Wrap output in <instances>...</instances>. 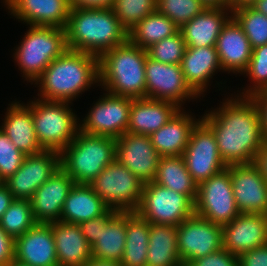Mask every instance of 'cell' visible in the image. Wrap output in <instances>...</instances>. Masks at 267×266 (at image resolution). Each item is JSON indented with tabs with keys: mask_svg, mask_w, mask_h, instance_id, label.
<instances>
[{
	"mask_svg": "<svg viewBox=\"0 0 267 266\" xmlns=\"http://www.w3.org/2000/svg\"><path fill=\"white\" fill-rule=\"evenodd\" d=\"M145 49L129 40L99 57V83L110 94L138 99L146 97Z\"/></svg>",
	"mask_w": 267,
	"mask_h": 266,
	"instance_id": "277c9868",
	"label": "cell"
},
{
	"mask_svg": "<svg viewBox=\"0 0 267 266\" xmlns=\"http://www.w3.org/2000/svg\"><path fill=\"white\" fill-rule=\"evenodd\" d=\"M222 238L223 248L235 255L266 245L267 215L240 213L222 226Z\"/></svg>",
	"mask_w": 267,
	"mask_h": 266,
	"instance_id": "ac0fdd59",
	"label": "cell"
},
{
	"mask_svg": "<svg viewBox=\"0 0 267 266\" xmlns=\"http://www.w3.org/2000/svg\"><path fill=\"white\" fill-rule=\"evenodd\" d=\"M114 209H109L105 214L87 221L79 223L82 234L86 238L88 245L91 247L98 239L101 233V224L108 222L118 213Z\"/></svg>",
	"mask_w": 267,
	"mask_h": 266,
	"instance_id": "b9f144b4",
	"label": "cell"
},
{
	"mask_svg": "<svg viewBox=\"0 0 267 266\" xmlns=\"http://www.w3.org/2000/svg\"><path fill=\"white\" fill-rule=\"evenodd\" d=\"M206 8L229 7L230 0H200Z\"/></svg>",
	"mask_w": 267,
	"mask_h": 266,
	"instance_id": "816d5d0a",
	"label": "cell"
},
{
	"mask_svg": "<svg viewBox=\"0 0 267 266\" xmlns=\"http://www.w3.org/2000/svg\"><path fill=\"white\" fill-rule=\"evenodd\" d=\"M69 105L67 101L39 98L31 101L36 138L44 150L61 152L76 137L80 121Z\"/></svg>",
	"mask_w": 267,
	"mask_h": 266,
	"instance_id": "52a82bcc",
	"label": "cell"
},
{
	"mask_svg": "<svg viewBox=\"0 0 267 266\" xmlns=\"http://www.w3.org/2000/svg\"><path fill=\"white\" fill-rule=\"evenodd\" d=\"M187 266H238V255L221 248L214 253L192 260Z\"/></svg>",
	"mask_w": 267,
	"mask_h": 266,
	"instance_id": "7bdbcfd3",
	"label": "cell"
},
{
	"mask_svg": "<svg viewBox=\"0 0 267 266\" xmlns=\"http://www.w3.org/2000/svg\"><path fill=\"white\" fill-rule=\"evenodd\" d=\"M110 209L135 212L144 184L116 159L89 184Z\"/></svg>",
	"mask_w": 267,
	"mask_h": 266,
	"instance_id": "ba28073f",
	"label": "cell"
},
{
	"mask_svg": "<svg viewBox=\"0 0 267 266\" xmlns=\"http://www.w3.org/2000/svg\"><path fill=\"white\" fill-rule=\"evenodd\" d=\"M6 266H31V265H27V264H24L22 262H19L18 260L16 259H13L8 265Z\"/></svg>",
	"mask_w": 267,
	"mask_h": 266,
	"instance_id": "11a10c76",
	"label": "cell"
},
{
	"mask_svg": "<svg viewBox=\"0 0 267 266\" xmlns=\"http://www.w3.org/2000/svg\"><path fill=\"white\" fill-rule=\"evenodd\" d=\"M180 109L169 101L132 99L127 133L150 136L165 125Z\"/></svg>",
	"mask_w": 267,
	"mask_h": 266,
	"instance_id": "603a6c76",
	"label": "cell"
},
{
	"mask_svg": "<svg viewBox=\"0 0 267 266\" xmlns=\"http://www.w3.org/2000/svg\"><path fill=\"white\" fill-rule=\"evenodd\" d=\"M109 209L90 185L74 184L64 201L60 221L79 224L97 218Z\"/></svg>",
	"mask_w": 267,
	"mask_h": 266,
	"instance_id": "f1b7e54d",
	"label": "cell"
},
{
	"mask_svg": "<svg viewBox=\"0 0 267 266\" xmlns=\"http://www.w3.org/2000/svg\"><path fill=\"white\" fill-rule=\"evenodd\" d=\"M127 212H118L108 224H101V233L90 247L91 257L99 260L121 261L125 248Z\"/></svg>",
	"mask_w": 267,
	"mask_h": 266,
	"instance_id": "4dcf8cb0",
	"label": "cell"
},
{
	"mask_svg": "<svg viewBox=\"0 0 267 266\" xmlns=\"http://www.w3.org/2000/svg\"><path fill=\"white\" fill-rule=\"evenodd\" d=\"M183 264L177 247L176 227L150 224L147 266H179Z\"/></svg>",
	"mask_w": 267,
	"mask_h": 266,
	"instance_id": "f546056e",
	"label": "cell"
},
{
	"mask_svg": "<svg viewBox=\"0 0 267 266\" xmlns=\"http://www.w3.org/2000/svg\"><path fill=\"white\" fill-rule=\"evenodd\" d=\"M157 0H115L113 11L129 32L150 13L156 11Z\"/></svg>",
	"mask_w": 267,
	"mask_h": 266,
	"instance_id": "8d00e7d4",
	"label": "cell"
},
{
	"mask_svg": "<svg viewBox=\"0 0 267 266\" xmlns=\"http://www.w3.org/2000/svg\"><path fill=\"white\" fill-rule=\"evenodd\" d=\"M34 83L39 84V99L72 103L80 93L99 83V57L67 49Z\"/></svg>",
	"mask_w": 267,
	"mask_h": 266,
	"instance_id": "7a4b0ae2",
	"label": "cell"
},
{
	"mask_svg": "<svg viewBox=\"0 0 267 266\" xmlns=\"http://www.w3.org/2000/svg\"><path fill=\"white\" fill-rule=\"evenodd\" d=\"M74 184V180L59 168L35 191L30 202L37 223L60 221L64 201Z\"/></svg>",
	"mask_w": 267,
	"mask_h": 266,
	"instance_id": "d6986e66",
	"label": "cell"
},
{
	"mask_svg": "<svg viewBox=\"0 0 267 266\" xmlns=\"http://www.w3.org/2000/svg\"><path fill=\"white\" fill-rule=\"evenodd\" d=\"M250 98L258 109L263 139L267 142V90L256 92Z\"/></svg>",
	"mask_w": 267,
	"mask_h": 266,
	"instance_id": "f6af8a7d",
	"label": "cell"
},
{
	"mask_svg": "<svg viewBox=\"0 0 267 266\" xmlns=\"http://www.w3.org/2000/svg\"><path fill=\"white\" fill-rule=\"evenodd\" d=\"M25 156L0 128V182L14 175L22 165Z\"/></svg>",
	"mask_w": 267,
	"mask_h": 266,
	"instance_id": "60d3db41",
	"label": "cell"
},
{
	"mask_svg": "<svg viewBox=\"0 0 267 266\" xmlns=\"http://www.w3.org/2000/svg\"><path fill=\"white\" fill-rule=\"evenodd\" d=\"M243 74L249 76L254 85L243 89L237 96L250 97L256 92L267 90V44L252 49L251 60Z\"/></svg>",
	"mask_w": 267,
	"mask_h": 266,
	"instance_id": "74e56055",
	"label": "cell"
},
{
	"mask_svg": "<svg viewBox=\"0 0 267 266\" xmlns=\"http://www.w3.org/2000/svg\"><path fill=\"white\" fill-rule=\"evenodd\" d=\"M150 223L136 212H127L126 241L121 264L147 266Z\"/></svg>",
	"mask_w": 267,
	"mask_h": 266,
	"instance_id": "d6a6232c",
	"label": "cell"
},
{
	"mask_svg": "<svg viewBox=\"0 0 267 266\" xmlns=\"http://www.w3.org/2000/svg\"><path fill=\"white\" fill-rule=\"evenodd\" d=\"M36 224L28 200L14 199L0 219V227L14 240Z\"/></svg>",
	"mask_w": 267,
	"mask_h": 266,
	"instance_id": "e575fe53",
	"label": "cell"
},
{
	"mask_svg": "<svg viewBox=\"0 0 267 266\" xmlns=\"http://www.w3.org/2000/svg\"><path fill=\"white\" fill-rule=\"evenodd\" d=\"M135 212L150 224L177 227L195 214V202L185 194L149 182L143 186L140 204Z\"/></svg>",
	"mask_w": 267,
	"mask_h": 266,
	"instance_id": "9c48e42d",
	"label": "cell"
},
{
	"mask_svg": "<svg viewBox=\"0 0 267 266\" xmlns=\"http://www.w3.org/2000/svg\"><path fill=\"white\" fill-rule=\"evenodd\" d=\"M234 96L201 117L213 131L219 154L227 166L254 163L264 144L256 105L250 97Z\"/></svg>",
	"mask_w": 267,
	"mask_h": 266,
	"instance_id": "6da1fadb",
	"label": "cell"
},
{
	"mask_svg": "<svg viewBox=\"0 0 267 266\" xmlns=\"http://www.w3.org/2000/svg\"><path fill=\"white\" fill-rule=\"evenodd\" d=\"M15 240L0 227V266L8 265L14 259Z\"/></svg>",
	"mask_w": 267,
	"mask_h": 266,
	"instance_id": "bcb514c9",
	"label": "cell"
},
{
	"mask_svg": "<svg viewBox=\"0 0 267 266\" xmlns=\"http://www.w3.org/2000/svg\"><path fill=\"white\" fill-rule=\"evenodd\" d=\"M14 259L31 266H59L52 223H37L16 238Z\"/></svg>",
	"mask_w": 267,
	"mask_h": 266,
	"instance_id": "44dd1931",
	"label": "cell"
},
{
	"mask_svg": "<svg viewBox=\"0 0 267 266\" xmlns=\"http://www.w3.org/2000/svg\"><path fill=\"white\" fill-rule=\"evenodd\" d=\"M238 266H267V244L238 255Z\"/></svg>",
	"mask_w": 267,
	"mask_h": 266,
	"instance_id": "ee69618b",
	"label": "cell"
},
{
	"mask_svg": "<svg viewBox=\"0 0 267 266\" xmlns=\"http://www.w3.org/2000/svg\"><path fill=\"white\" fill-rule=\"evenodd\" d=\"M182 157L197 184L227 167L219 154L213 131L202 120L192 129Z\"/></svg>",
	"mask_w": 267,
	"mask_h": 266,
	"instance_id": "5bb4252c",
	"label": "cell"
},
{
	"mask_svg": "<svg viewBox=\"0 0 267 266\" xmlns=\"http://www.w3.org/2000/svg\"><path fill=\"white\" fill-rule=\"evenodd\" d=\"M153 182L196 200L198 184L188 172L182 156H160Z\"/></svg>",
	"mask_w": 267,
	"mask_h": 266,
	"instance_id": "1f68e13d",
	"label": "cell"
},
{
	"mask_svg": "<svg viewBox=\"0 0 267 266\" xmlns=\"http://www.w3.org/2000/svg\"><path fill=\"white\" fill-rule=\"evenodd\" d=\"M254 164L257 166L263 178L267 181V142L255 156Z\"/></svg>",
	"mask_w": 267,
	"mask_h": 266,
	"instance_id": "c3c4849f",
	"label": "cell"
},
{
	"mask_svg": "<svg viewBox=\"0 0 267 266\" xmlns=\"http://www.w3.org/2000/svg\"><path fill=\"white\" fill-rule=\"evenodd\" d=\"M216 49L223 71L242 74L251 60L252 48L237 20L231 16L217 39Z\"/></svg>",
	"mask_w": 267,
	"mask_h": 266,
	"instance_id": "7402d4cb",
	"label": "cell"
},
{
	"mask_svg": "<svg viewBox=\"0 0 267 266\" xmlns=\"http://www.w3.org/2000/svg\"><path fill=\"white\" fill-rule=\"evenodd\" d=\"M180 65L186 82L199 97L205 93L215 72L222 70L216 46L186 47Z\"/></svg>",
	"mask_w": 267,
	"mask_h": 266,
	"instance_id": "d4e9b609",
	"label": "cell"
},
{
	"mask_svg": "<svg viewBox=\"0 0 267 266\" xmlns=\"http://www.w3.org/2000/svg\"><path fill=\"white\" fill-rule=\"evenodd\" d=\"M9 13L31 26L65 28L70 15L69 0H4Z\"/></svg>",
	"mask_w": 267,
	"mask_h": 266,
	"instance_id": "ffe728a7",
	"label": "cell"
},
{
	"mask_svg": "<svg viewBox=\"0 0 267 266\" xmlns=\"http://www.w3.org/2000/svg\"><path fill=\"white\" fill-rule=\"evenodd\" d=\"M186 43L179 31L173 36L166 37L146 49L152 60L166 64H181L186 50Z\"/></svg>",
	"mask_w": 267,
	"mask_h": 266,
	"instance_id": "ab89813d",
	"label": "cell"
},
{
	"mask_svg": "<svg viewBox=\"0 0 267 266\" xmlns=\"http://www.w3.org/2000/svg\"><path fill=\"white\" fill-rule=\"evenodd\" d=\"M60 168V152L44 150L26 155L20 168L3 183L14 199L28 200Z\"/></svg>",
	"mask_w": 267,
	"mask_h": 266,
	"instance_id": "9a60e30c",
	"label": "cell"
},
{
	"mask_svg": "<svg viewBox=\"0 0 267 266\" xmlns=\"http://www.w3.org/2000/svg\"><path fill=\"white\" fill-rule=\"evenodd\" d=\"M179 27L157 10L150 13L128 32V40L141 49H147L162 39L179 32Z\"/></svg>",
	"mask_w": 267,
	"mask_h": 266,
	"instance_id": "836d02e7",
	"label": "cell"
},
{
	"mask_svg": "<svg viewBox=\"0 0 267 266\" xmlns=\"http://www.w3.org/2000/svg\"><path fill=\"white\" fill-rule=\"evenodd\" d=\"M115 0H69L71 9H112Z\"/></svg>",
	"mask_w": 267,
	"mask_h": 266,
	"instance_id": "7dc6e473",
	"label": "cell"
},
{
	"mask_svg": "<svg viewBox=\"0 0 267 266\" xmlns=\"http://www.w3.org/2000/svg\"><path fill=\"white\" fill-rule=\"evenodd\" d=\"M177 247L183 264L223 248L222 226L196 214L176 227Z\"/></svg>",
	"mask_w": 267,
	"mask_h": 266,
	"instance_id": "7c38bea8",
	"label": "cell"
},
{
	"mask_svg": "<svg viewBox=\"0 0 267 266\" xmlns=\"http://www.w3.org/2000/svg\"><path fill=\"white\" fill-rule=\"evenodd\" d=\"M230 179L235 203L240 213H262L267 215V181L254 163L234 164Z\"/></svg>",
	"mask_w": 267,
	"mask_h": 266,
	"instance_id": "e0dca14e",
	"label": "cell"
},
{
	"mask_svg": "<svg viewBox=\"0 0 267 266\" xmlns=\"http://www.w3.org/2000/svg\"><path fill=\"white\" fill-rule=\"evenodd\" d=\"M13 200V195L7 186L3 182H0V219Z\"/></svg>",
	"mask_w": 267,
	"mask_h": 266,
	"instance_id": "681fc988",
	"label": "cell"
},
{
	"mask_svg": "<svg viewBox=\"0 0 267 266\" xmlns=\"http://www.w3.org/2000/svg\"><path fill=\"white\" fill-rule=\"evenodd\" d=\"M195 214L220 226L230 223L240 214L228 167L198 184Z\"/></svg>",
	"mask_w": 267,
	"mask_h": 266,
	"instance_id": "30bf717a",
	"label": "cell"
},
{
	"mask_svg": "<svg viewBox=\"0 0 267 266\" xmlns=\"http://www.w3.org/2000/svg\"><path fill=\"white\" fill-rule=\"evenodd\" d=\"M84 266H123V265L119 261L99 260L91 258Z\"/></svg>",
	"mask_w": 267,
	"mask_h": 266,
	"instance_id": "f907efd6",
	"label": "cell"
},
{
	"mask_svg": "<svg viewBox=\"0 0 267 266\" xmlns=\"http://www.w3.org/2000/svg\"><path fill=\"white\" fill-rule=\"evenodd\" d=\"M247 36L252 49L267 44V16L252 6L232 11Z\"/></svg>",
	"mask_w": 267,
	"mask_h": 266,
	"instance_id": "d590c367",
	"label": "cell"
},
{
	"mask_svg": "<svg viewBox=\"0 0 267 266\" xmlns=\"http://www.w3.org/2000/svg\"><path fill=\"white\" fill-rule=\"evenodd\" d=\"M200 120L186 113L184 108L180 109L165 125L149 136L151 143L160 156H182L192 129Z\"/></svg>",
	"mask_w": 267,
	"mask_h": 266,
	"instance_id": "4316f807",
	"label": "cell"
},
{
	"mask_svg": "<svg viewBox=\"0 0 267 266\" xmlns=\"http://www.w3.org/2000/svg\"><path fill=\"white\" fill-rule=\"evenodd\" d=\"M145 77L146 98L169 101L181 108L186 99L199 97L186 82L180 64H166L147 56Z\"/></svg>",
	"mask_w": 267,
	"mask_h": 266,
	"instance_id": "4fadbf2b",
	"label": "cell"
},
{
	"mask_svg": "<svg viewBox=\"0 0 267 266\" xmlns=\"http://www.w3.org/2000/svg\"><path fill=\"white\" fill-rule=\"evenodd\" d=\"M257 0H230L229 9L234 11L239 8L252 6Z\"/></svg>",
	"mask_w": 267,
	"mask_h": 266,
	"instance_id": "f5cc1de1",
	"label": "cell"
},
{
	"mask_svg": "<svg viewBox=\"0 0 267 266\" xmlns=\"http://www.w3.org/2000/svg\"><path fill=\"white\" fill-rule=\"evenodd\" d=\"M206 7L200 0H157L156 10L179 28L200 14Z\"/></svg>",
	"mask_w": 267,
	"mask_h": 266,
	"instance_id": "f35d334b",
	"label": "cell"
},
{
	"mask_svg": "<svg viewBox=\"0 0 267 266\" xmlns=\"http://www.w3.org/2000/svg\"><path fill=\"white\" fill-rule=\"evenodd\" d=\"M64 30L68 49L97 57L128 41L113 9H71Z\"/></svg>",
	"mask_w": 267,
	"mask_h": 266,
	"instance_id": "3957f363",
	"label": "cell"
},
{
	"mask_svg": "<svg viewBox=\"0 0 267 266\" xmlns=\"http://www.w3.org/2000/svg\"><path fill=\"white\" fill-rule=\"evenodd\" d=\"M115 159L145 184L154 181L160 155L149 136L125 132L116 139Z\"/></svg>",
	"mask_w": 267,
	"mask_h": 266,
	"instance_id": "2e32d148",
	"label": "cell"
},
{
	"mask_svg": "<svg viewBox=\"0 0 267 266\" xmlns=\"http://www.w3.org/2000/svg\"><path fill=\"white\" fill-rule=\"evenodd\" d=\"M131 106V98L104 93L81 120L79 130L117 139L127 132Z\"/></svg>",
	"mask_w": 267,
	"mask_h": 266,
	"instance_id": "8fae6325",
	"label": "cell"
},
{
	"mask_svg": "<svg viewBox=\"0 0 267 266\" xmlns=\"http://www.w3.org/2000/svg\"><path fill=\"white\" fill-rule=\"evenodd\" d=\"M252 7L267 16V0H257Z\"/></svg>",
	"mask_w": 267,
	"mask_h": 266,
	"instance_id": "db71d44e",
	"label": "cell"
},
{
	"mask_svg": "<svg viewBox=\"0 0 267 266\" xmlns=\"http://www.w3.org/2000/svg\"><path fill=\"white\" fill-rule=\"evenodd\" d=\"M9 105L0 128L25 155H36L44 151L36 138L31 101L27 105L19 101H13Z\"/></svg>",
	"mask_w": 267,
	"mask_h": 266,
	"instance_id": "cb8c5ba5",
	"label": "cell"
},
{
	"mask_svg": "<svg viewBox=\"0 0 267 266\" xmlns=\"http://www.w3.org/2000/svg\"><path fill=\"white\" fill-rule=\"evenodd\" d=\"M52 233L59 266H84L92 258L78 224L52 222Z\"/></svg>",
	"mask_w": 267,
	"mask_h": 266,
	"instance_id": "83f0119b",
	"label": "cell"
},
{
	"mask_svg": "<svg viewBox=\"0 0 267 266\" xmlns=\"http://www.w3.org/2000/svg\"><path fill=\"white\" fill-rule=\"evenodd\" d=\"M67 49L63 28L30 25L13 57L25 80L33 84L46 67Z\"/></svg>",
	"mask_w": 267,
	"mask_h": 266,
	"instance_id": "8992f818",
	"label": "cell"
},
{
	"mask_svg": "<svg viewBox=\"0 0 267 266\" xmlns=\"http://www.w3.org/2000/svg\"><path fill=\"white\" fill-rule=\"evenodd\" d=\"M116 139L78 131L72 142L60 152V168L75 184L89 185L115 160Z\"/></svg>",
	"mask_w": 267,
	"mask_h": 266,
	"instance_id": "5b68a950",
	"label": "cell"
},
{
	"mask_svg": "<svg viewBox=\"0 0 267 266\" xmlns=\"http://www.w3.org/2000/svg\"><path fill=\"white\" fill-rule=\"evenodd\" d=\"M231 16L229 7L206 8L179 31L187 47L216 46L221 30Z\"/></svg>",
	"mask_w": 267,
	"mask_h": 266,
	"instance_id": "484cf974",
	"label": "cell"
}]
</instances>
